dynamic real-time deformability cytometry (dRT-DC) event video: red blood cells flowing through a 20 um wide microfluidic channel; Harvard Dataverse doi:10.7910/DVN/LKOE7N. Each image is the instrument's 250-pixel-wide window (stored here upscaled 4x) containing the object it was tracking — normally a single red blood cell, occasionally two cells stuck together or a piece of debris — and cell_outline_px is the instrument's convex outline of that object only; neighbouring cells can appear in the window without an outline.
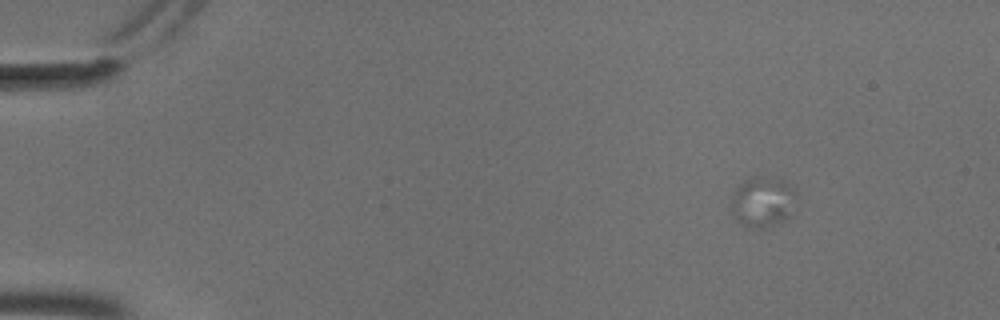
{"species": "common noctule bat (a hibernating species)", "species_latin": "Nyctalus noctula", "temperature_condition": "cold", "stored_images_in_passage": 28, "camera_frame_rate_fps": 3000, "um_per_image_px": 0.085, "animal": {"sex": "male", "body_mass_g": 18.8}, "frame": {"image": 1, "passage_image": 1, "time_ms": 0.0, "image_size_px": [1000, 320], "cell_outline_px": [[796, 196], [792, 212], [784, 220], [764, 228], [748, 228], [740, 220], [740, 216], [776, 180], [784, 180], [796, 188]], "centroid_in_image_um": [65.52, 17.52], "position_along_channel_um": 19.5, "area_um2": 12.2}}
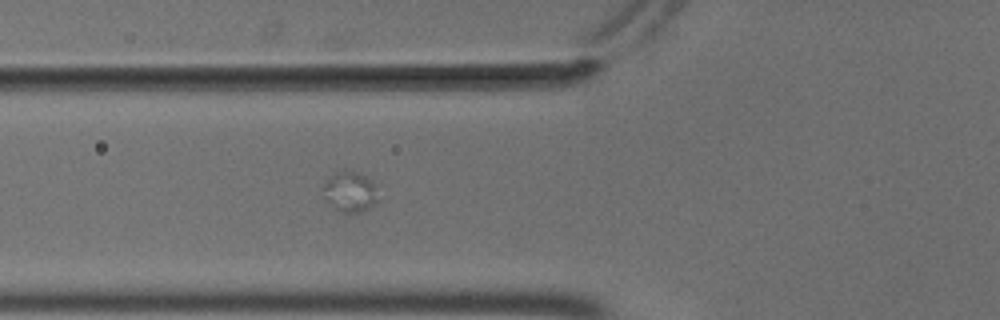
{"frame": {"image": 2, "passage_image": 16, "time_ms": 5.0, "image_size_px": [1000, 320], "cell_outline_px": [[380, 200], [376, 204], [360, 212], [340, 212], [324, 196], [324, 184], [336, 172], [344, 168], [360, 172], [372, 184]], "centroid_in_image_um": [29.78, 16.28], "position_along_channel_um": 96.0, "area_um2": 12.66}}
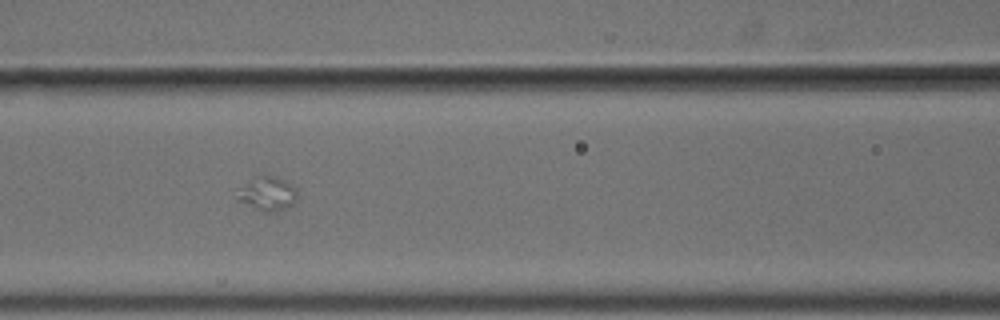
{"frame": {"image": 3, "passage_image": 20, "time_ms": 6.333, "image_size_px": [1000, 320], "cell_outline_px": [[296, 200], [292, 204], [284, 208], [272, 212], [264, 212], [236, 200], [236, 188], [264, 176], [272, 176], [288, 184], [296, 192]], "centroid_in_image_um": [22.65, 16.52], "position_along_channel_um": 143.9, "area_um2": 11.21}}